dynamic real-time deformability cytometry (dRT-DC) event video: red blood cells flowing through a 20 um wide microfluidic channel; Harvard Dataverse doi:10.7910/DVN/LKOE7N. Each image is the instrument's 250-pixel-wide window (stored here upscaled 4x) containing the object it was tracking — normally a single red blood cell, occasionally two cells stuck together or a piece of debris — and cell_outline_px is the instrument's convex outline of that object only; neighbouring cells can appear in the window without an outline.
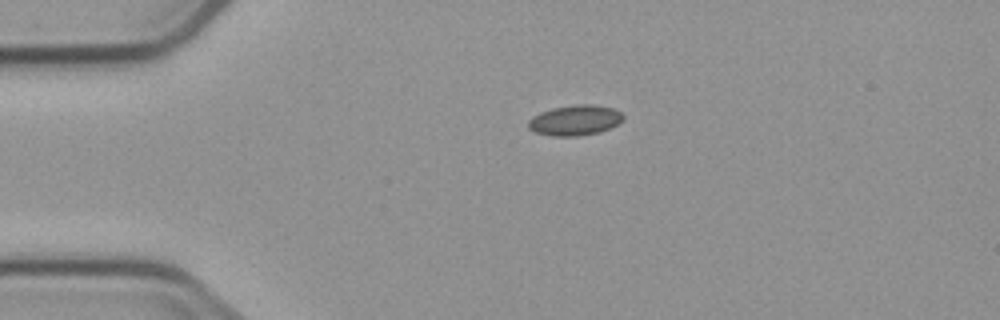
{"species": "common noctule bat (a hibernating species)", "species_latin": "Nyctalus noctula", "temperature_condition": "cold", "stored_images_in_passage": 2, "camera_frame_rate_fps": 3000, "um_per_image_px": 0.085, "animal": {"sex": "male", "body_mass_g": 23.1, "forearm_length_mm": 52.7}, "frame": {"image": 1, "passage_image": 1, "time_ms": 0.0, "image_size_px": [1000, 320], "cell_outline_px": [[624, 120], [608, 128], [596, 132], [576, 136], [552, 136], [536, 132], [528, 128], [528, 120], [532, 116], [540, 112], [552, 108], [576, 104], [592, 104], [612, 108], [620, 112], [624, 116]], "centroid_in_image_um": [48.84, 10.21], "position_along_channel_um": 36.2, "area_um2": 16.65}}